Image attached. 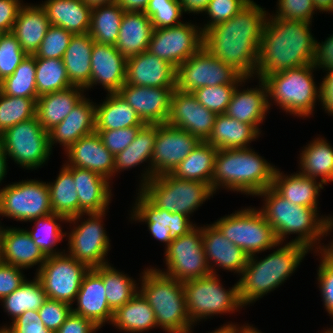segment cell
<instances>
[{"label":"cell","instance_id":"1","mask_svg":"<svg viewBox=\"0 0 333 333\" xmlns=\"http://www.w3.org/2000/svg\"><path fill=\"white\" fill-rule=\"evenodd\" d=\"M254 0L226 22L203 33V47L244 78H254L263 28L269 14Z\"/></svg>","mask_w":333,"mask_h":333},{"label":"cell","instance_id":"2","mask_svg":"<svg viewBox=\"0 0 333 333\" xmlns=\"http://www.w3.org/2000/svg\"><path fill=\"white\" fill-rule=\"evenodd\" d=\"M268 14L259 45L255 79L312 64L316 38L310 22L286 20ZM313 34V35H312Z\"/></svg>","mask_w":333,"mask_h":333},{"label":"cell","instance_id":"3","mask_svg":"<svg viewBox=\"0 0 333 333\" xmlns=\"http://www.w3.org/2000/svg\"><path fill=\"white\" fill-rule=\"evenodd\" d=\"M255 197L262 198V206L258 209L271 225L279 243H287L289 235L296 237L289 243L306 246L310 251L324 249L321 240L333 232V216L321 215L319 209L294 205L269 187ZM298 235V236H297ZM324 244V245H323Z\"/></svg>","mask_w":333,"mask_h":333},{"label":"cell","instance_id":"4","mask_svg":"<svg viewBox=\"0 0 333 333\" xmlns=\"http://www.w3.org/2000/svg\"><path fill=\"white\" fill-rule=\"evenodd\" d=\"M276 248L265 258H258L257 254L249 256L238 280L239 297L244 309L289 280L306 254L311 252L298 243H278Z\"/></svg>","mask_w":333,"mask_h":333},{"label":"cell","instance_id":"5","mask_svg":"<svg viewBox=\"0 0 333 333\" xmlns=\"http://www.w3.org/2000/svg\"><path fill=\"white\" fill-rule=\"evenodd\" d=\"M258 153L251 147L219 149L214 160L212 192L223 188L255 197L272 187L277 166Z\"/></svg>","mask_w":333,"mask_h":333},{"label":"cell","instance_id":"6","mask_svg":"<svg viewBox=\"0 0 333 333\" xmlns=\"http://www.w3.org/2000/svg\"><path fill=\"white\" fill-rule=\"evenodd\" d=\"M139 292L155 313L158 328L167 333H193L183 282L166 276L151 265L140 273Z\"/></svg>","mask_w":333,"mask_h":333},{"label":"cell","instance_id":"7","mask_svg":"<svg viewBox=\"0 0 333 333\" xmlns=\"http://www.w3.org/2000/svg\"><path fill=\"white\" fill-rule=\"evenodd\" d=\"M313 64L282 70L266 76L268 107L276 105L286 114L306 119L314 114L320 103V86L314 80ZM273 103V104H272Z\"/></svg>","mask_w":333,"mask_h":333},{"label":"cell","instance_id":"8","mask_svg":"<svg viewBox=\"0 0 333 333\" xmlns=\"http://www.w3.org/2000/svg\"><path fill=\"white\" fill-rule=\"evenodd\" d=\"M219 276L211 274L183 281L187 311L193 325L215 315L235 314L244 307L239 297L238 281L225 289Z\"/></svg>","mask_w":333,"mask_h":333},{"label":"cell","instance_id":"9","mask_svg":"<svg viewBox=\"0 0 333 333\" xmlns=\"http://www.w3.org/2000/svg\"><path fill=\"white\" fill-rule=\"evenodd\" d=\"M139 190L156 207L189 218L214 195L207 184L178 179L170 173L152 177Z\"/></svg>","mask_w":333,"mask_h":333},{"label":"cell","instance_id":"10","mask_svg":"<svg viewBox=\"0 0 333 333\" xmlns=\"http://www.w3.org/2000/svg\"><path fill=\"white\" fill-rule=\"evenodd\" d=\"M107 212L83 213L67 221L73 227L70 232L66 231L68 250L65 252L89 268L110 264L107 256L111 240L103 222Z\"/></svg>","mask_w":333,"mask_h":333},{"label":"cell","instance_id":"11","mask_svg":"<svg viewBox=\"0 0 333 333\" xmlns=\"http://www.w3.org/2000/svg\"><path fill=\"white\" fill-rule=\"evenodd\" d=\"M213 224L248 256L273 250L279 243L273 228L255 206L242 207Z\"/></svg>","mask_w":333,"mask_h":333},{"label":"cell","instance_id":"12","mask_svg":"<svg viewBox=\"0 0 333 333\" xmlns=\"http://www.w3.org/2000/svg\"><path fill=\"white\" fill-rule=\"evenodd\" d=\"M0 145L7 159L26 170L41 168L53 154L49 146V132L42 127L37 116L4 131L0 135Z\"/></svg>","mask_w":333,"mask_h":333},{"label":"cell","instance_id":"13","mask_svg":"<svg viewBox=\"0 0 333 333\" xmlns=\"http://www.w3.org/2000/svg\"><path fill=\"white\" fill-rule=\"evenodd\" d=\"M0 213L14 221L30 222L53 213L48 184L27 179L0 187Z\"/></svg>","mask_w":333,"mask_h":333},{"label":"cell","instance_id":"14","mask_svg":"<svg viewBox=\"0 0 333 333\" xmlns=\"http://www.w3.org/2000/svg\"><path fill=\"white\" fill-rule=\"evenodd\" d=\"M176 89L192 93L203 86L238 85L244 77L201 47L177 67Z\"/></svg>","mask_w":333,"mask_h":333},{"label":"cell","instance_id":"15","mask_svg":"<svg viewBox=\"0 0 333 333\" xmlns=\"http://www.w3.org/2000/svg\"><path fill=\"white\" fill-rule=\"evenodd\" d=\"M166 268L154 267L170 278L186 281L211 275L203 248L201 226L178 237L164 250Z\"/></svg>","mask_w":333,"mask_h":333},{"label":"cell","instance_id":"16","mask_svg":"<svg viewBox=\"0 0 333 333\" xmlns=\"http://www.w3.org/2000/svg\"><path fill=\"white\" fill-rule=\"evenodd\" d=\"M89 267L64 252L49 256L35 272L48 299L62 301L74 306L77 293Z\"/></svg>","mask_w":333,"mask_h":333},{"label":"cell","instance_id":"17","mask_svg":"<svg viewBox=\"0 0 333 333\" xmlns=\"http://www.w3.org/2000/svg\"><path fill=\"white\" fill-rule=\"evenodd\" d=\"M202 46L201 27L186 21L177 26L154 29L147 51L177 68Z\"/></svg>","mask_w":333,"mask_h":333},{"label":"cell","instance_id":"18","mask_svg":"<svg viewBox=\"0 0 333 333\" xmlns=\"http://www.w3.org/2000/svg\"><path fill=\"white\" fill-rule=\"evenodd\" d=\"M200 142L197 137L183 129L166 123L156 124L151 178L171 173Z\"/></svg>","mask_w":333,"mask_h":333},{"label":"cell","instance_id":"19","mask_svg":"<svg viewBox=\"0 0 333 333\" xmlns=\"http://www.w3.org/2000/svg\"><path fill=\"white\" fill-rule=\"evenodd\" d=\"M217 114L205 108L192 93L173 91L166 124L183 129L200 141L210 137Z\"/></svg>","mask_w":333,"mask_h":333},{"label":"cell","instance_id":"20","mask_svg":"<svg viewBox=\"0 0 333 333\" xmlns=\"http://www.w3.org/2000/svg\"><path fill=\"white\" fill-rule=\"evenodd\" d=\"M176 87H145L125 83L117 92L145 124H164Z\"/></svg>","mask_w":333,"mask_h":333},{"label":"cell","instance_id":"21","mask_svg":"<svg viewBox=\"0 0 333 333\" xmlns=\"http://www.w3.org/2000/svg\"><path fill=\"white\" fill-rule=\"evenodd\" d=\"M127 59L115 45L93 43L90 84L85 92L101 85L106 93H116L125 84ZM95 85V86H94Z\"/></svg>","mask_w":333,"mask_h":333},{"label":"cell","instance_id":"22","mask_svg":"<svg viewBox=\"0 0 333 333\" xmlns=\"http://www.w3.org/2000/svg\"><path fill=\"white\" fill-rule=\"evenodd\" d=\"M201 231L206 261L211 273L218 275L217 271L224 269L238 274L239 277L247 265L249 256L227 239L213 223L202 225Z\"/></svg>","mask_w":333,"mask_h":333},{"label":"cell","instance_id":"23","mask_svg":"<svg viewBox=\"0 0 333 333\" xmlns=\"http://www.w3.org/2000/svg\"><path fill=\"white\" fill-rule=\"evenodd\" d=\"M252 79L254 80V78H244L236 86L225 114L252 125L261 134L262 130L259 127L269 113L267 86L262 79H258L259 85H255L256 87L253 85V88H241Z\"/></svg>","mask_w":333,"mask_h":333},{"label":"cell","instance_id":"24","mask_svg":"<svg viewBox=\"0 0 333 333\" xmlns=\"http://www.w3.org/2000/svg\"><path fill=\"white\" fill-rule=\"evenodd\" d=\"M64 154L67 158L65 163L68 166L88 169L112 182L115 156L104 146L97 132L83 136Z\"/></svg>","mask_w":333,"mask_h":333},{"label":"cell","instance_id":"25","mask_svg":"<svg viewBox=\"0 0 333 333\" xmlns=\"http://www.w3.org/2000/svg\"><path fill=\"white\" fill-rule=\"evenodd\" d=\"M74 304L73 314L83 316L100 329L111 324L114 311L107 303L103 279L93 268L85 274Z\"/></svg>","mask_w":333,"mask_h":333},{"label":"cell","instance_id":"26","mask_svg":"<svg viewBox=\"0 0 333 333\" xmlns=\"http://www.w3.org/2000/svg\"><path fill=\"white\" fill-rule=\"evenodd\" d=\"M177 68L149 51L127 58L125 83L145 87H176Z\"/></svg>","mask_w":333,"mask_h":333},{"label":"cell","instance_id":"27","mask_svg":"<svg viewBox=\"0 0 333 333\" xmlns=\"http://www.w3.org/2000/svg\"><path fill=\"white\" fill-rule=\"evenodd\" d=\"M95 118L96 105L85 94L63 121L49 131L51 151L59 144L65 152L80 138L95 132Z\"/></svg>","mask_w":333,"mask_h":333},{"label":"cell","instance_id":"28","mask_svg":"<svg viewBox=\"0 0 333 333\" xmlns=\"http://www.w3.org/2000/svg\"><path fill=\"white\" fill-rule=\"evenodd\" d=\"M72 176L79 199V215L109 210L113 188L108 179L88 169L73 166Z\"/></svg>","mask_w":333,"mask_h":333},{"label":"cell","instance_id":"29","mask_svg":"<svg viewBox=\"0 0 333 333\" xmlns=\"http://www.w3.org/2000/svg\"><path fill=\"white\" fill-rule=\"evenodd\" d=\"M46 258L26 228L6 226L0 247V261L25 270L35 268L34 266L38 265L37 272Z\"/></svg>","mask_w":333,"mask_h":333},{"label":"cell","instance_id":"30","mask_svg":"<svg viewBox=\"0 0 333 333\" xmlns=\"http://www.w3.org/2000/svg\"><path fill=\"white\" fill-rule=\"evenodd\" d=\"M156 139V124H145L135 137V139L129 144V146L123 151L115 155L114 161V178L115 175L123 172L124 170H130L139 165L148 163L142 170L141 178L139 181L140 189L147 181L151 179V160L154 153V144Z\"/></svg>","mask_w":333,"mask_h":333},{"label":"cell","instance_id":"31","mask_svg":"<svg viewBox=\"0 0 333 333\" xmlns=\"http://www.w3.org/2000/svg\"><path fill=\"white\" fill-rule=\"evenodd\" d=\"M136 195L135 203L133 202L130 211L131 214H129L130 221L145 222L146 225L168 226L170 227L171 240L187 234L197 225L184 214L156 207L139 189L136 190Z\"/></svg>","mask_w":333,"mask_h":333},{"label":"cell","instance_id":"32","mask_svg":"<svg viewBox=\"0 0 333 333\" xmlns=\"http://www.w3.org/2000/svg\"><path fill=\"white\" fill-rule=\"evenodd\" d=\"M50 25L40 4L26 2L20 8L11 32L27 55H35Z\"/></svg>","mask_w":333,"mask_h":333},{"label":"cell","instance_id":"33","mask_svg":"<svg viewBox=\"0 0 333 333\" xmlns=\"http://www.w3.org/2000/svg\"><path fill=\"white\" fill-rule=\"evenodd\" d=\"M324 184L317 179L303 176L298 171L296 173L284 174L277 167L272 188L284 199L294 205L318 208V197L324 189Z\"/></svg>","mask_w":333,"mask_h":333},{"label":"cell","instance_id":"34","mask_svg":"<svg viewBox=\"0 0 333 333\" xmlns=\"http://www.w3.org/2000/svg\"><path fill=\"white\" fill-rule=\"evenodd\" d=\"M40 5L51 25L62 27L73 35L89 32L92 5L84 0H46Z\"/></svg>","mask_w":333,"mask_h":333},{"label":"cell","instance_id":"35","mask_svg":"<svg viewBox=\"0 0 333 333\" xmlns=\"http://www.w3.org/2000/svg\"><path fill=\"white\" fill-rule=\"evenodd\" d=\"M154 27L145 12H124L116 49L127 59L148 50Z\"/></svg>","mask_w":333,"mask_h":333},{"label":"cell","instance_id":"36","mask_svg":"<svg viewBox=\"0 0 333 333\" xmlns=\"http://www.w3.org/2000/svg\"><path fill=\"white\" fill-rule=\"evenodd\" d=\"M85 89L71 86L61 91L44 94L38 97L36 116L42 127L49 132L72 111L75 105L85 96Z\"/></svg>","mask_w":333,"mask_h":333},{"label":"cell","instance_id":"37","mask_svg":"<svg viewBox=\"0 0 333 333\" xmlns=\"http://www.w3.org/2000/svg\"><path fill=\"white\" fill-rule=\"evenodd\" d=\"M333 145L324 137H315L299 154L298 172L319 180L324 185L333 183Z\"/></svg>","mask_w":333,"mask_h":333},{"label":"cell","instance_id":"38","mask_svg":"<svg viewBox=\"0 0 333 333\" xmlns=\"http://www.w3.org/2000/svg\"><path fill=\"white\" fill-rule=\"evenodd\" d=\"M260 134L252 125L240 122L226 114H217L213 130L206 141L219 149L249 148Z\"/></svg>","mask_w":333,"mask_h":333},{"label":"cell","instance_id":"39","mask_svg":"<svg viewBox=\"0 0 333 333\" xmlns=\"http://www.w3.org/2000/svg\"><path fill=\"white\" fill-rule=\"evenodd\" d=\"M95 105V130H115L145 125L138 113L117 92L107 93L104 101Z\"/></svg>","mask_w":333,"mask_h":333},{"label":"cell","instance_id":"40","mask_svg":"<svg viewBox=\"0 0 333 333\" xmlns=\"http://www.w3.org/2000/svg\"><path fill=\"white\" fill-rule=\"evenodd\" d=\"M93 43L89 33L73 35L69 42L63 62L73 86L85 89L90 84Z\"/></svg>","mask_w":333,"mask_h":333},{"label":"cell","instance_id":"41","mask_svg":"<svg viewBox=\"0 0 333 333\" xmlns=\"http://www.w3.org/2000/svg\"><path fill=\"white\" fill-rule=\"evenodd\" d=\"M110 325L124 333H143L158 328L152 307L139 291L114 311Z\"/></svg>","mask_w":333,"mask_h":333},{"label":"cell","instance_id":"42","mask_svg":"<svg viewBox=\"0 0 333 333\" xmlns=\"http://www.w3.org/2000/svg\"><path fill=\"white\" fill-rule=\"evenodd\" d=\"M217 151L212 144L201 141L170 174L182 180L203 182L212 190L214 160Z\"/></svg>","mask_w":333,"mask_h":333},{"label":"cell","instance_id":"43","mask_svg":"<svg viewBox=\"0 0 333 333\" xmlns=\"http://www.w3.org/2000/svg\"><path fill=\"white\" fill-rule=\"evenodd\" d=\"M59 174L53 182H47L53 213L67 220L79 215V199L72 176V166L62 163Z\"/></svg>","mask_w":333,"mask_h":333},{"label":"cell","instance_id":"44","mask_svg":"<svg viewBox=\"0 0 333 333\" xmlns=\"http://www.w3.org/2000/svg\"><path fill=\"white\" fill-rule=\"evenodd\" d=\"M124 12L117 3L93 5L88 33L94 42L115 45Z\"/></svg>","mask_w":333,"mask_h":333},{"label":"cell","instance_id":"45","mask_svg":"<svg viewBox=\"0 0 333 333\" xmlns=\"http://www.w3.org/2000/svg\"><path fill=\"white\" fill-rule=\"evenodd\" d=\"M103 279L109 307L115 311L130 301L139 291V283L111 263L93 268Z\"/></svg>","mask_w":333,"mask_h":333},{"label":"cell","instance_id":"46","mask_svg":"<svg viewBox=\"0 0 333 333\" xmlns=\"http://www.w3.org/2000/svg\"><path fill=\"white\" fill-rule=\"evenodd\" d=\"M47 299L41 281L35 275L33 280L26 279L18 289L2 298L0 303L13 322L27 310H38Z\"/></svg>","mask_w":333,"mask_h":333},{"label":"cell","instance_id":"47","mask_svg":"<svg viewBox=\"0 0 333 333\" xmlns=\"http://www.w3.org/2000/svg\"><path fill=\"white\" fill-rule=\"evenodd\" d=\"M64 216L52 213L30 222H34L32 229H26L34 243L41 249L46 257L59 255L65 252L66 249L60 250L56 246L66 238V232L60 224L67 223ZM56 247V248H55Z\"/></svg>","mask_w":333,"mask_h":333},{"label":"cell","instance_id":"48","mask_svg":"<svg viewBox=\"0 0 333 333\" xmlns=\"http://www.w3.org/2000/svg\"><path fill=\"white\" fill-rule=\"evenodd\" d=\"M35 56L27 55L14 73L0 81V91L13 97L38 99Z\"/></svg>","mask_w":333,"mask_h":333},{"label":"cell","instance_id":"49","mask_svg":"<svg viewBox=\"0 0 333 333\" xmlns=\"http://www.w3.org/2000/svg\"><path fill=\"white\" fill-rule=\"evenodd\" d=\"M35 65L38 96L73 86L67 76L63 59L35 58Z\"/></svg>","mask_w":333,"mask_h":333},{"label":"cell","instance_id":"50","mask_svg":"<svg viewBox=\"0 0 333 333\" xmlns=\"http://www.w3.org/2000/svg\"><path fill=\"white\" fill-rule=\"evenodd\" d=\"M37 99L13 97L0 91V135L20 122L36 116Z\"/></svg>","mask_w":333,"mask_h":333},{"label":"cell","instance_id":"51","mask_svg":"<svg viewBox=\"0 0 333 333\" xmlns=\"http://www.w3.org/2000/svg\"><path fill=\"white\" fill-rule=\"evenodd\" d=\"M145 14L150 18L154 29L177 26L184 21L180 0H149Z\"/></svg>","mask_w":333,"mask_h":333},{"label":"cell","instance_id":"52","mask_svg":"<svg viewBox=\"0 0 333 333\" xmlns=\"http://www.w3.org/2000/svg\"><path fill=\"white\" fill-rule=\"evenodd\" d=\"M237 85L203 86L192 92L197 101L216 114H225Z\"/></svg>","mask_w":333,"mask_h":333},{"label":"cell","instance_id":"53","mask_svg":"<svg viewBox=\"0 0 333 333\" xmlns=\"http://www.w3.org/2000/svg\"><path fill=\"white\" fill-rule=\"evenodd\" d=\"M26 56L12 32L0 33V81L12 75Z\"/></svg>","mask_w":333,"mask_h":333},{"label":"cell","instance_id":"54","mask_svg":"<svg viewBox=\"0 0 333 333\" xmlns=\"http://www.w3.org/2000/svg\"><path fill=\"white\" fill-rule=\"evenodd\" d=\"M73 34L66 29L50 25L47 33L35 53V58L63 59Z\"/></svg>","mask_w":333,"mask_h":333},{"label":"cell","instance_id":"55","mask_svg":"<svg viewBox=\"0 0 333 333\" xmlns=\"http://www.w3.org/2000/svg\"><path fill=\"white\" fill-rule=\"evenodd\" d=\"M251 0H210L202 14L209 18L207 23L199 24L204 33L209 28L226 22L243 9Z\"/></svg>","mask_w":333,"mask_h":333},{"label":"cell","instance_id":"56","mask_svg":"<svg viewBox=\"0 0 333 333\" xmlns=\"http://www.w3.org/2000/svg\"><path fill=\"white\" fill-rule=\"evenodd\" d=\"M276 3V12L272 16L280 19L312 23L313 15L318 12L313 0H277Z\"/></svg>","mask_w":333,"mask_h":333},{"label":"cell","instance_id":"57","mask_svg":"<svg viewBox=\"0 0 333 333\" xmlns=\"http://www.w3.org/2000/svg\"><path fill=\"white\" fill-rule=\"evenodd\" d=\"M315 256H320V264L317 268V284L321 293L323 306L328 316L333 321V260L323 251L314 252Z\"/></svg>","mask_w":333,"mask_h":333},{"label":"cell","instance_id":"58","mask_svg":"<svg viewBox=\"0 0 333 333\" xmlns=\"http://www.w3.org/2000/svg\"><path fill=\"white\" fill-rule=\"evenodd\" d=\"M71 307L68 303L47 299L38 309V313L44 326L55 333L72 312Z\"/></svg>","mask_w":333,"mask_h":333},{"label":"cell","instance_id":"59","mask_svg":"<svg viewBox=\"0 0 333 333\" xmlns=\"http://www.w3.org/2000/svg\"><path fill=\"white\" fill-rule=\"evenodd\" d=\"M142 127L132 126L115 130H95V132L100 135L104 146L115 156L129 146Z\"/></svg>","mask_w":333,"mask_h":333},{"label":"cell","instance_id":"60","mask_svg":"<svg viewBox=\"0 0 333 333\" xmlns=\"http://www.w3.org/2000/svg\"><path fill=\"white\" fill-rule=\"evenodd\" d=\"M23 270L0 261V300L18 289L27 279Z\"/></svg>","mask_w":333,"mask_h":333},{"label":"cell","instance_id":"61","mask_svg":"<svg viewBox=\"0 0 333 333\" xmlns=\"http://www.w3.org/2000/svg\"><path fill=\"white\" fill-rule=\"evenodd\" d=\"M8 326L13 333H53L48 330L39 316L38 310H27Z\"/></svg>","mask_w":333,"mask_h":333},{"label":"cell","instance_id":"62","mask_svg":"<svg viewBox=\"0 0 333 333\" xmlns=\"http://www.w3.org/2000/svg\"><path fill=\"white\" fill-rule=\"evenodd\" d=\"M313 66L319 71L333 70V33L318 42L316 39Z\"/></svg>","mask_w":333,"mask_h":333},{"label":"cell","instance_id":"63","mask_svg":"<svg viewBox=\"0 0 333 333\" xmlns=\"http://www.w3.org/2000/svg\"><path fill=\"white\" fill-rule=\"evenodd\" d=\"M23 0H0V33H10Z\"/></svg>","mask_w":333,"mask_h":333},{"label":"cell","instance_id":"64","mask_svg":"<svg viewBox=\"0 0 333 333\" xmlns=\"http://www.w3.org/2000/svg\"><path fill=\"white\" fill-rule=\"evenodd\" d=\"M99 329L90 320L71 312L55 333H96Z\"/></svg>","mask_w":333,"mask_h":333},{"label":"cell","instance_id":"65","mask_svg":"<svg viewBox=\"0 0 333 333\" xmlns=\"http://www.w3.org/2000/svg\"><path fill=\"white\" fill-rule=\"evenodd\" d=\"M324 76L320 81V105L325 113L333 116V70L323 71Z\"/></svg>","mask_w":333,"mask_h":333},{"label":"cell","instance_id":"66","mask_svg":"<svg viewBox=\"0 0 333 333\" xmlns=\"http://www.w3.org/2000/svg\"><path fill=\"white\" fill-rule=\"evenodd\" d=\"M148 231L151 234V236L156 239L157 241H160L161 243H164L165 249L169 246V244L172 242L170 239L169 233H170V227L168 226H161V225H147Z\"/></svg>","mask_w":333,"mask_h":333},{"label":"cell","instance_id":"67","mask_svg":"<svg viewBox=\"0 0 333 333\" xmlns=\"http://www.w3.org/2000/svg\"><path fill=\"white\" fill-rule=\"evenodd\" d=\"M184 13L202 14L210 0H180Z\"/></svg>","mask_w":333,"mask_h":333},{"label":"cell","instance_id":"68","mask_svg":"<svg viewBox=\"0 0 333 333\" xmlns=\"http://www.w3.org/2000/svg\"><path fill=\"white\" fill-rule=\"evenodd\" d=\"M149 0H117L116 3L126 12H145Z\"/></svg>","mask_w":333,"mask_h":333},{"label":"cell","instance_id":"69","mask_svg":"<svg viewBox=\"0 0 333 333\" xmlns=\"http://www.w3.org/2000/svg\"><path fill=\"white\" fill-rule=\"evenodd\" d=\"M7 161V156L0 145V186L2 185V182H4L3 180L7 177L6 175L9 164Z\"/></svg>","mask_w":333,"mask_h":333},{"label":"cell","instance_id":"70","mask_svg":"<svg viewBox=\"0 0 333 333\" xmlns=\"http://www.w3.org/2000/svg\"><path fill=\"white\" fill-rule=\"evenodd\" d=\"M313 3L315 5V8L317 11L323 14V12L327 14V12L330 10L333 0H313Z\"/></svg>","mask_w":333,"mask_h":333},{"label":"cell","instance_id":"71","mask_svg":"<svg viewBox=\"0 0 333 333\" xmlns=\"http://www.w3.org/2000/svg\"><path fill=\"white\" fill-rule=\"evenodd\" d=\"M210 333H236V324L233 322H227V324L225 323L221 325L219 328L212 330Z\"/></svg>","mask_w":333,"mask_h":333},{"label":"cell","instance_id":"72","mask_svg":"<svg viewBox=\"0 0 333 333\" xmlns=\"http://www.w3.org/2000/svg\"><path fill=\"white\" fill-rule=\"evenodd\" d=\"M236 333H262V332L258 328L253 327V325L251 326V324L249 325V323H245V325L241 324L240 326L239 324H236Z\"/></svg>","mask_w":333,"mask_h":333},{"label":"cell","instance_id":"73","mask_svg":"<svg viewBox=\"0 0 333 333\" xmlns=\"http://www.w3.org/2000/svg\"><path fill=\"white\" fill-rule=\"evenodd\" d=\"M331 260H333V240L324 246L322 250Z\"/></svg>","mask_w":333,"mask_h":333},{"label":"cell","instance_id":"74","mask_svg":"<svg viewBox=\"0 0 333 333\" xmlns=\"http://www.w3.org/2000/svg\"><path fill=\"white\" fill-rule=\"evenodd\" d=\"M90 5H97V4H111L116 3L117 0H84Z\"/></svg>","mask_w":333,"mask_h":333},{"label":"cell","instance_id":"75","mask_svg":"<svg viewBox=\"0 0 333 333\" xmlns=\"http://www.w3.org/2000/svg\"><path fill=\"white\" fill-rule=\"evenodd\" d=\"M0 216L2 217L1 213H0ZM1 221H0V247H1V244H2V240L4 238V234H5V231H6V228H5V225H1Z\"/></svg>","mask_w":333,"mask_h":333},{"label":"cell","instance_id":"76","mask_svg":"<svg viewBox=\"0 0 333 333\" xmlns=\"http://www.w3.org/2000/svg\"><path fill=\"white\" fill-rule=\"evenodd\" d=\"M0 333H13L8 326H0Z\"/></svg>","mask_w":333,"mask_h":333},{"label":"cell","instance_id":"77","mask_svg":"<svg viewBox=\"0 0 333 333\" xmlns=\"http://www.w3.org/2000/svg\"><path fill=\"white\" fill-rule=\"evenodd\" d=\"M321 333H333V326L331 325V328L324 329Z\"/></svg>","mask_w":333,"mask_h":333},{"label":"cell","instance_id":"78","mask_svg":"<svg viewBox=\"0 0 333 333\" xmlns=\"http://www.w3.org/2000/svg\"><path fill=\"white\" fill-rule=\"evenodd\" d=\"M327 13H329V14H330V13H333V4H332L330 10H329Z\"/></svg>","mask_w":333,"mask_h":333}]
</instances>
